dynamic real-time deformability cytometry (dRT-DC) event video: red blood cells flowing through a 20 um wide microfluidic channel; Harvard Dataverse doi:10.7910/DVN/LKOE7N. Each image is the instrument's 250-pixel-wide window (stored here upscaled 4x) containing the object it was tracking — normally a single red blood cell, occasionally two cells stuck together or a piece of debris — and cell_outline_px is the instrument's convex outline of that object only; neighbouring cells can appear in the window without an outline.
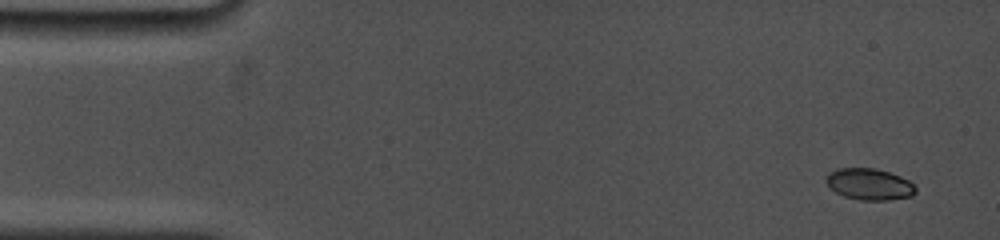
{"species": "common noctule bat (a hibernating species)", "species_latin": "Nyctalus noctula", "temperature_condition": "cold", "stored_images_in_passage": 9, "camera_frame_rate_fps": 5000, "um_per_image_px": 0.085, "animal": {"sex": "female", "body_mass_g": 19.0, "forearm_length_mm": 53.3}, "frame": {"image": 1, "passage_image": 1, "time_ms": 0.0, "image_size_px": [1000, 240], "cell_outline_px": [[916, 192], [912, 196], [888, 200], [860, 200], [844, 196], [836, 192], [824, 180], [828, 172], [836, 168], [876, 168], [900, 176], [908, 180], [916, 188]], "centroid_in_image_um": [73.88, 15.65], "position_along_channel_um": 11.1, "area_um2": 16.42}}
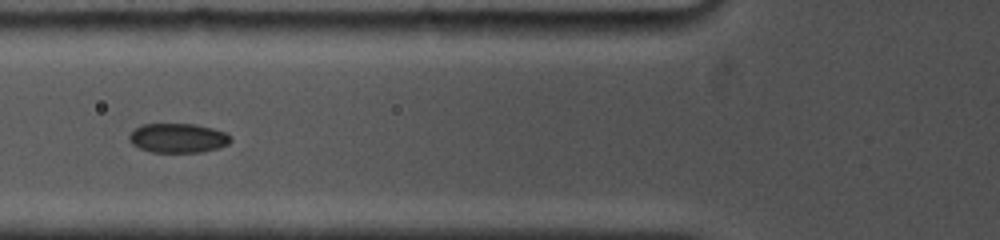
{"frame": {"image": 2, "passage_image": 7, "time_ms": 5.6, "image_size_px": [1000, 240], "cell_outline_px": [[232, 140], [228, 144], [216, 148], [200, 152], [152, 152], [140, 148], [132, 144], [128, 140], [128, 136], [136, 128], [144, 124], [196, 124], [212, 128], [224, 132], [232, 136]], "centroid_in_image_um": [15.13, 11.73], "position_along_channel_um": 110.7, "area_um2": 17.28}}
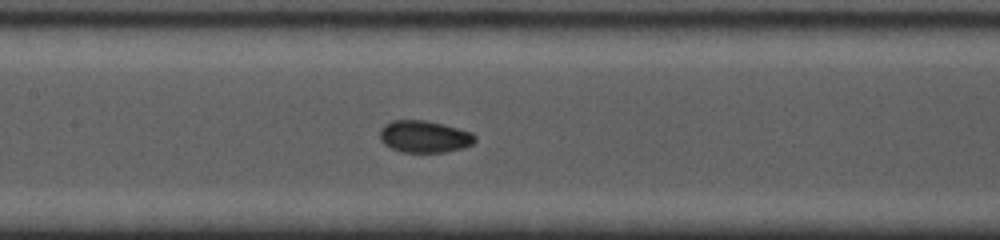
{"frame": {"image": 3, "passage_image": 9, "time_ms": 7.2, "image_size_px": [1000, 240], "cell_outline_px": [[476, 140], [472, 144], [464, 148], [444, 152], [400, 152], [384, 144], [380, 140], [380, 128], [384, 124], [392, 120], [424, 120], [444, 124], [472, 132], [476, 136]], "centroid_in_image_um": [36.07, 11.6], "position_along_channel_um": 171.3, "area_um2": 17.92}}